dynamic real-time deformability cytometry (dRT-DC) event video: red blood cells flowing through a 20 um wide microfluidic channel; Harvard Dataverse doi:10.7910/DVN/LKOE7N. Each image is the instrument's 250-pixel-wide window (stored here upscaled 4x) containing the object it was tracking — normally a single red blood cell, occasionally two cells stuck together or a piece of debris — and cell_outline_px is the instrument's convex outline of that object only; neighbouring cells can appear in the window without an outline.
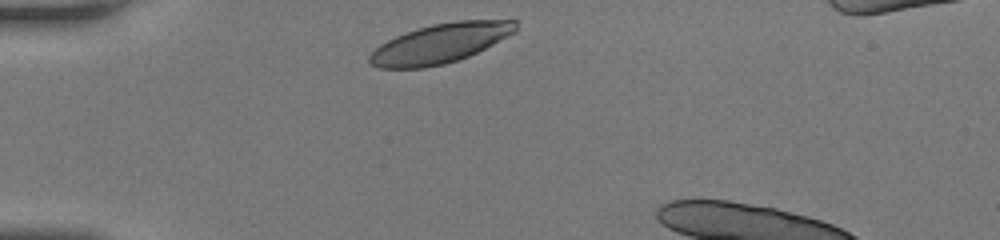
{"species": "human", "species_latin": "Homo sapiens", "temperature_condition": "room temperature", "stored_images_in_passage": 29, "camera_frame_rate_fps": 3000, "um_per_image_px": 0.085, "donor": {"sex": "female"}, "frame": {"image": 1, "passage_image": 1, "time_ms": 0.0, "image_size_px": [1000, 240], "cell_outline_px": [[516, 32], [468, 56], [444, 64], [424, 68], [380, 68], [368, 64], [368, 56], [380, 44], [404, 32], [416, 28], [432, 24], [456, 20], [516, 20]], "centroid_in_image_um": [37.37, 3.68], "position_along_channel_um": 47.6, "area_um2": 33.52}}
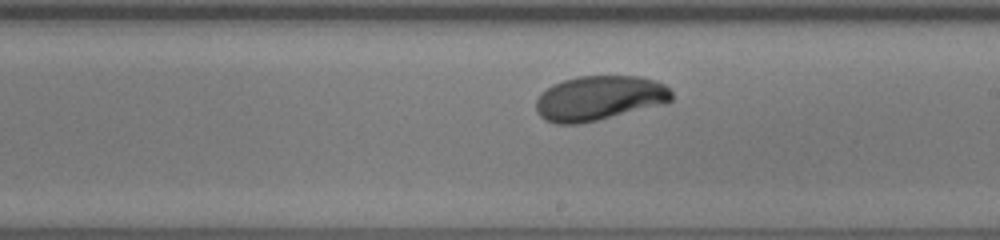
{"frame": {"image": 2, "passage_image": 17, "time_ms": 5.333, "image_size_px": [1000, 240], "cell_outline_px": [[672, 100], [664, 104], [580, 124], [556, 124], [544, 120], [536, 112], [536, 100], [540, 92], [552, 84], [564, 80], [580, 76], [636, 76], [656, 80], [664, 84], [672, 92]], "centroid_in_image_um": [50.9, 8.34], "position_along_channel_um": 238.1, "area_um2": 35.49}}
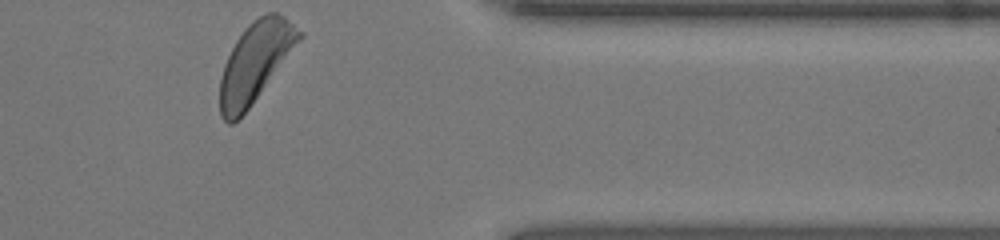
{"frame": {"image": 3, "passage_image": 29, "time_ms": 9.333, "image_size_px": [1000, 240], "cell_outline_px": [[304, 36], [248, 108], [232, 124], [228, 124], [220, 116], [220, 76], [224, 64], [236, 40], [244, 28], [248, 24], [264, 12], [276, 12], [284, 16], [304, 32]], "centroid_in_image_um": [21.7, 5.24], "position_along_channel_um": 389.7, "area_um2": 36.41}, "authors_computed_cell_mechanics": {"area_um2": 35.547, "velocity_mm_per_s": 4.1338, "shape_relaxation_time_tau1_ms": 2.4016, "shape_relaxation_time_tau2_ms": null, "deformation_change_tau1": 0.1406, "deformation_change_tau2": null}}